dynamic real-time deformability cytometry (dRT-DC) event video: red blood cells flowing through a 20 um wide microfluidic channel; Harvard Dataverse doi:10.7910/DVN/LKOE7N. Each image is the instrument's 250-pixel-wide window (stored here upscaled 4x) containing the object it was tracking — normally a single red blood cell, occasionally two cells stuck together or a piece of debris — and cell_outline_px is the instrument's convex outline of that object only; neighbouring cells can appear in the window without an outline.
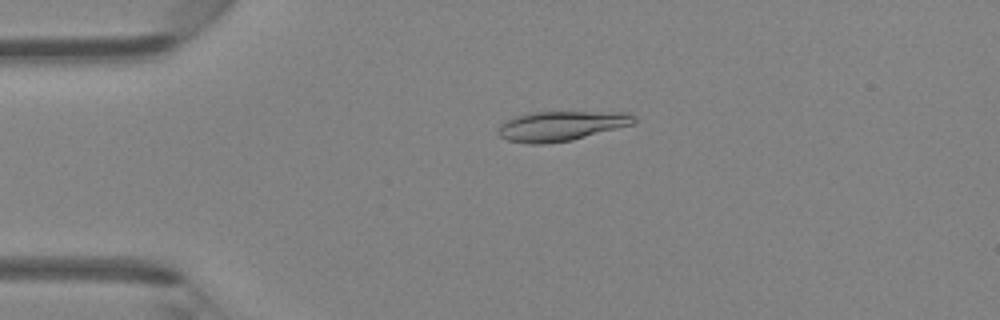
{"species": "Egyptian fruit bat (a non-hibernating species)", "species_latin": "Rousettus aegyptiacus", "temperature_condition": "room temperature", "stored_images_in_passage": 45, "camera_frame_rate_fps": 3000, "um_per_image_px": 0.085, "animal": {"sex": "female"}, "frame": {"image": 1, "passage_image": 10, "time_ms": 3.0, "image_size_px": [1000, 320], "cell_outline_px": [[636, 120], [632, 124], [572, 140], [548, 144], [528, 144], [508, 140], [500, 136], [496, 132], [496, 128], [500, 124], [516, 116], [532, 112], [628, 112], [636, 116]], "centroid_in_image_um": [47.67, 10.71], "position_along_channel_um": 37.3, "area_um2": 23.58}}
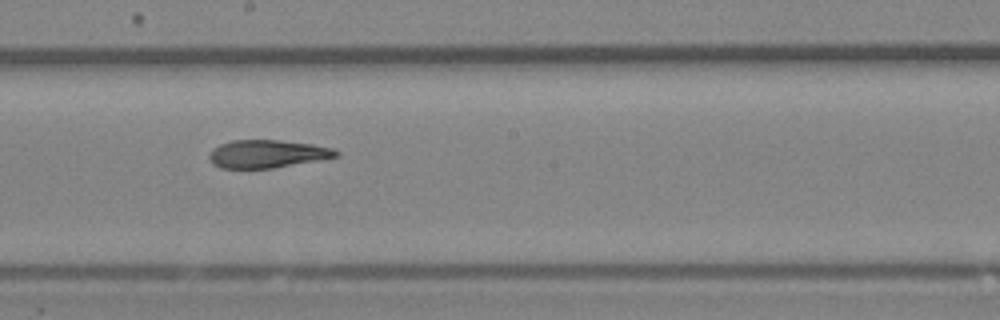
{"frame": {"image": 2, "passage_image": 25, "time_ms": 8.0, "image_size_px": [1000, 320], "cell_outline_px": [[340, 156], [320, 160], [272, 168], [220, 168], [212, 164], [208, 156], [212, 148], [220, 144], [232, 140], [280, 140], [312, 144], [332, 148], [340, 152]], "centroid_in_image_um": [22.71, 13.08], "position_along_channel_um": 225.5, "area_um2": 20.75}}
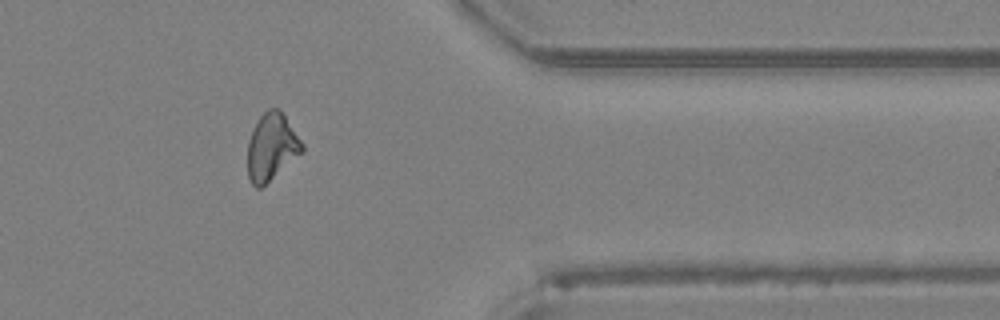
{"frame": {"image": 3, "passage_image": 37, "time_ms": 12.0, "image_size_px": [1000, 320], "cell_outline_px": [[304, 152], [260, 188], [256, 188], [252, 184], [248, 176], [248, 140], [260, 116], [268, 108], [280, 108], [304, 144]], "centroid_in_image_um": [23.11, 12.48], "position_along_channel_um": 388.3, "area_um2": 21.27}}